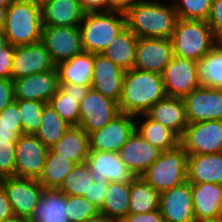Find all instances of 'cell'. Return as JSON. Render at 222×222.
I'll list each match as a JSON object with an SVG mask.
<instances>
[{
  "label": "cell",
  "mask_w": 222,
  "mask_h": 222,
  "mask_svg": "<svg viewBox=\"0 0 222 222\" xmlns=\"http://www.w3.org/2000/svg\"><path fill=\"white\" fill-rule=\"evenodd\" d=\"M165 97L162 74L132 68L124 73L118 106L138 118Z\"/></svg>",
  "instance_id": "6da1fadb"
},
{
  "label": "cell",
  "mask_w": 222,
  "mask_h": 222,
  "mask_svg": "<svg viewBox=\"0 0 222 222\" xmlns=\"http://www.w3.org/2000/svg\"><path fill=\"white\" fill-rule=\"evenodd\" d=\"M126 26L138 38L170 39L178 20L174 4L141 0L126 12Z\"/></svg>",
  "instance_id": "7a4b0ae2"
},
{
  "label": "cell",
  "mask_w": 222,
  "mask_h": 222,
  "mask_svg": "<svg viewBox=\"0 0 222 222\" xmlns=\"http://www.w3.org/2000/svg\"><path fill=\"white\" fill-rule=\"evenodd\" d=\"M42 30L41 5L28 0H15L8 6L2 31L9 44L21 46L39 42Z\"/></svg>",
  "instance_id": "3957f363"
},
{
  "label": "cell",
  "mask_w": 222,
  "mask_h": 222,
  "mask_svg": "<svg viewBox=\"0 0 222 222\" xmlns=\"http://www.w3.org/2000/svg\"><path fill=\"white\" fill-rule=\"evenodd\" d=\"M173 55L198 61L219 41L207 21L178 18L171 35Z\"/></svg>",
  "instance_id": "277c9868"
},
{
  "label": "cell",
  "mask_w": 222,
  "mask_h": 222,
  "mask_svg": "<svg viewBox=\"0 0 222 222\" xmlns=\"http://www.w3.org/2000/svg\"><path fill=\"white\" fill-rule=\"evenodd\" d=\"M125 27V12L85 13L79 26L84 52L101 54Z\"/></svg>",
  "instance_id": "5b68a950"
},
{
  "label": "cell",
  "mask_w": 222,
  "mask_h": 222,
  "mask_svg": "<svg viewBox=\"0 0 222 222\" xmlns=\"http://www.w3.org/2000/svg\"><path fill=\"white\" fill-rule=\"evenodd\" d=\"M141 177L159 193L187 182V152L180 144L174 149L162 151Z\"/></svg>",
  "instance_id": "8992f818"
},
{
  "label": "cell",
  "mask_w": 222,
  "mask_h": 222,
  "mask_svg": "<svg viewBox=\"0 0 222 222\" xmlns=\"http://www.w3.org/2000/svg\"><path fill=\"white\" fill-rule=\"evenodd\" d=\"M0 185L7 194L14 216L27 221L33 214L44 187L37 179L17 176L0 178Z\"/></svg>",
  "instance_id": "52a82bcc"
},
{
  "label": "cell",
  "mask_w": 222,
  "mask_h": 222,
  "mask_svg": "<svg viewBox=\"0 0 222 222\" xmlns=\"http://www.w3.org/2000/svg\"><path fill=\"white\" fill-rule=\"evenodd\" d=\"M188 155L222 152V120L188 123L180 138Z\"/></svg>",
  "instance_id": "ba28073f"
},
{
  "label": "cell",
  "mask_w": 222,
  "mask_h": 222,
  "mask_svg": "<svg viewBox=\"0 0 222 222\" xmlns=\"http://www.w3.org/2000/svg\"><path fill=\"white\" fill-rule=\"evenodd\" d=\"M79 105V126L88 135L103 128L120 113L118 102L92 88Z\"/></svg>",
  "instance_id": "9c48e42d"
},
{
  "label": "cell",
  "mask_w": 222,
  "mask_h": 222,
  "mask_svg": "<svg viewBox=\"0 0 222 222\" xmlns=\"http://www.w3.org/2000/svg\"><path fill=\"white\" fill-rule=\"evenodd\" d=\"M41 41L55 65L84 52L79 26H43Z\"/></svg>",
  "instance_id": "30bf717a"
},
{
  "label": "cell",
  "mask_w": 222,
  "mask_h": 222,
  "mask_svg": "<svg viewBox=\"0 0 222 222\" xmlns=\"http://www.w3.org/2000/svg\"><path fill=\"white\" fill-rule=\"evenodd\" d=\"M136 130V116L120 112L100 130L89 135L90 151L119 152Z\"/></svg>",
  "instance_id": "8fae6325"
},
{
  "label": "cell",
  "mask_w": 222,
  "mask_h": 222,
  "mask_svg": "<svg viewBox=\"0 0 222 222\" xmlns=\"http://www.w3.org/2000/svg\"><path fill=\"white\" fill-rule=\"evenodd\" d=\"M166 97L184 98L199 87L196 61L173 56L162 73Z\"/></svg>",
  "instance_id": "7c38bea8"
},
{
  "label": "cell",
  "mask_w": 222,
  "mask_h": 222,
  "mask_svg": "<svg viewBox=\"0 0 222 222\" xmlns=\"http://www.w3.org/2000/svg\"><path fill=\"white\" fill-rule=\"evenodd\" d=\"M48 150L35 135H19L15 145L16 176L38 179L46 163Z\"/></svg>",
  "instance_id": "4fadbf2b"
},
{
  "label": "cell",
  "mask_w": 222,
  "mask_h": 222,
  "mask_svg": "<svg viewBox=\"0 0 222 222\" xmlns=\"http://www.w3.org/2000/svg\"><path fill=\"white\" fill-rule=\"evenodd\" d=\"M183 101L188 123L222 120V89L199 86Z\"/></svg>",
  "instance_id": "5bb4252c"
},
{
  "label": "cell",
  "mask_w": 222,
  "mask_h": 222,
  "mask_svg": "<svg viewBox=\"0 0 222 222\" xmlns=\"http://www.w3.org/2000/svg\"><path fill=\"white\" fill-rule=\"evenodd\" d=\"M55 68L56 65L42 41L15 46L12 79L52 71Z\"/></svg>",
  "instance_id": "9a60e30c"
},
{
  "label": "cell",
  "mask_w": 222,
  "mask_h": 222,
  "mask_svg": "<svg viewBox=\"0 0 222 222\" xmlns=\"http://www.w3.org/2000/svg\"><path fill=\"white\" fill-rule=\"evenodd\" d=\"M160 211L164 222H196L191 184L187 181L160 193Z\"/></svg>",
  "instance_id": "2e32d148"
},
{
  "label": "cell",
  "mask_w": 222,
  "mask_h": 222,
  "mask_svg": "<svg viewBox=\"0 0 222 222\" xmlns=\"http://www.w3.org/2000/svg\"><path fill=\"white\" fill-rule=\"evenodd\" d=\"M173 56L170 39L138 38L134 68L162 74Z\"/></svg>",
  "instance_id": "e0dca14e"
},
{
  "label": "cell",
  "mask_w": 222,
  "mask_h": 222,
  "mask_svg": "<svg viewBox=\"0 0 222 222\" xmlns=\"http://www.w3.org/2000/svg\"><path fill=\"white\" fill-rule=\"evenodd\" d=\"M15 100H34L48 103L59 88L57 68L13 79Z\"/></svg>",
  "instance_id": "ac0fdd59"
},
{
  "label": "cell",
  "mask_w": 222,
  "mask_h": 222,
  "mask_svg": "<svg viewBox=\"0 0 222 222\" xmlns=\"http://www.w3.org/2000/svg\"><path fill=\"white\" fill-rule=\"evenodd\" d=\"M86 163L95 178L109 183H131L137 177L127 168L118 152L89 151Z\"/></svg>",
  "instance_id": "d6986e66"
},
{
  "label": "cell",
  "mask_w": 222,
  "mask_h": 222,
  "mask_svg": "<svg viewBox=\"0 0 222 222\" xmlns=\"http://www.w3.org/2000/svg\"><path fill=\"white\" fill-rule=\"evenodd\" d=\"M161 152L135 130L118 153L129 170L136 176H142Z\"/></svg>",
  "instance_id": "ffe728a7"
},
{
  "label": "cell",
  "mask_w": 222,
  "mask_h": 222,
  "mask_svg": "<svg viewBox=\"0 0 222 222\" xmlns=\"http://www.w3.org/2000/svg\"><path fill=\"white\" fill-rule=\"evenodd\" d=\"M125 71L101 54H94L91 88L119 102Z\"/></svg>",
  "instance_id": "44dd1931"
},
{
  "label": "cell",
  "mask_w": 222,
  "mask_h": 222,
  "mask_svg": "<svg viewBox=\"0 0 222 222\" xmlns=\"http://www.w3.org/2000/svg\"><path fill=\"white\" fill-rule=\"evenodd\" d=\"M90 88V85L59 84V88L48 103L67 124L79 126V104Z\"/></svg>",
  "instance_id": "7402d4cb"
},
{
  "label": "cell",
  "mask_w": 222,
  "mask_h": 222,
  "mask_svg": "<svg viewBox=\"0 0 222 222\" xmlns=\"http://www.w3.org/2000/svg\"><path fill=\"white\" fill-rule=\"evenodd\" d=\"M191 193L196 222L222 217L221 184H191Z\"/></svg>",
  "instance_id": "603a6c76"
},
{
  "label": "cell",
  "mask_w": 222,
  "mask_h": 222,
  "mask_svg": "<svg viewBox=\"0 0 222 222\" xmlns=\"http://www.w3.org/2000/svg\"><path fill=\"white\" fill-rule=\"evenodd\" d=\"M41 12L43 26H80L85 15L80 0H47Z\"/></svg>",
  "instance_id": "cb8c5ba5"
},
{
  "label": "cell",
  "mask_w": 222,
  "mask_h": 222,
  "mask_svg": "<svg viewBox=\"0 0 222 222\" xmlns=\"http://www.w3.org/2000/svg\"><path fill=\"white\" fill-rule=\"evenodd\" d=\"M145 114L172 130L179 138L188 125L183 98L165 97L150 107Z\"/></svg>",
  "instance_id": "d4e9b609"
},
{
  "label": "cell",
  "mask_w": 222,
  "mask_h": 222,
  "mask_svg": "<svg viewBox=\"0 0 222 222\" xmlns=\"http://www.w3.org/2000/svg\"><path fill=\"white\" fill-rule=\"evenodd\" d=\"M188 182L222 185V152L188 155Z\"/></svg>",
  "instance_id": "484cf974"
},
{
  "label": "cell",
  "mask_w": 222,
  "mask_h": 222,
  "mask_svg": "<svg viewBox=\"0 0 222 222\" xmlns=\"http://www.w3.org/2000/svg\"><path fill=\"white\" fill-rule=\"evenodd\" d=\"M50 149L75 164L85 163L90 151L89 135L80 126H70Z\"/></svg>",
  "instance_id": "4316f807"
},
{
  "label": "cell",
  "mask_w": 222,
  "mask_h": 222,
  "mask_svg": "<svg viewBox=\"0 0 222 222\" xmlns=\"http://www.w3.org/2000/svg\"><path fill=\"white\" fill-rule=\"evenodd\" d=\"M26 222H69L66 194L59 190L44 189L33 214Z\"/></svg>",
  "instance_id": "83f0119b"
},
{
  "label": "cell",
  "mask_w": 222,
  "mask_h": 222,
  "mask_svg": "<svg viewBox=\"0 0 222 222\" xmlns=\"http://www.w3.org/2000/svg\"><path fill=\"white\" fill-rule=\"evenodd\" d=\"M94 54L83 52L56 65L59 84L91 85Z\"/></svg>",
  "instance_id": "f1b7e54d"
},
{
  "label": "cell",
  "mask_w": 222,
  "mask_h": 222,
  "mask_svg": "<svg viewBox=\"0 0 222 222\" xmlns=\"http://www.w3.org/2000/svg\"><path fill=\"white\" fill-rule=\"evenodd\" d=\"M138 37L126 26L102 52L123 71L134 68Z\"/></svg>",
  "instance_id": "f546056e"
},
{
  "label": "cell",
  "mask_w": 222,
  "mask_h": 222,
  "mask_svg": "<svg viewBox=\"0 0 222 222\" xmlns=\"http://www.w3.org/2000/svg\"><path fill=\"white\" fill-rule=\"evenodd\" d=\"M201 87L222 89V41L196 62Z\"/></svg>",
  "instance_id": "4dcf8cb0"
},
{
  "label": "cell",
  "mask_w": 222,
  "mask_h": 222,
  "mask_svg": "<svg viewBox=\"0 0 222 222\" xmlns=\"http://www.w3.org/2000/svg\"><path fill=\"white\" fill-rule=\"evenodd\" d=\"M141 117H145L141 123L136 118V131L152 146L167 151L180 144V138L172 130L150 119L146 114H141Z\"/></svg>",
  "instance_id": "1f68e13d"
},
{
  "label": "cell",
  "mask_w": 222,
  "mask_h": 222,
  "mask_svg": "<svg viewBox=\"0 0 222 222\" xmlns=\"http://www.w3.org/2000/svg\"><path fill=\"white\" fill-rule=\"evenodd\" d=\"M130 184L110 182L100 214L119 222L129 214Z\"/></svg>",
  "instance_id": "d6a6232c"
},
{
  "label": "cell",
  "mask_w": 222,
  "mask_h": 222,
  "mask_svg": "<svg viewBox=\"0 0 222 222\" xmlns=\"http://www.w3.org/2000/svg\"><path fill=\"white\" fill-rule=\"evenodd\" d=\"M160 209V193L141 176L130 184L129 214H143Z\"/></svg>",
  "instance_id": "836d02e7"
},
{
  "label": "cell",
  "mask_w": 222,
  "mask_h": 222,
  "mask_svg": "<svg viewBox=\"0 0 222 222\" xmlns=\"http://www.w3.org/2000/svg\"><path fill=\"white\" fill-rule=\"evenodd\" d=\"M75 165L72 161L55 154L49 149L46 163L37 180L44 189L58 190Z\"/></svg>",
  "instance_id": "e575fe53"
},
{
  "label": "cell",
  "mask_w": 222,
  "mask_h": 222,
  "mask_svg": "<svg viewBox=\"0 0 222 222\" xmlns=\"http://www.w3.org/2000/svg\"><path fill=\"white\" fill-rule=\"evenodd\" d=\"M70 127L49 103L43 107L41 124L35 136L50 149L65 134Z\"/></svg>",
  "instance_id": "d590c367"
},
{
  "label": "cell",
  "mask_w": 222,
  "mask_h": 222,
  "mask_svg": "<svg viewBox=\"0 0 222 222\" xmlns=\"http://www.w3.org/2000/svg\"><path fill=\"white\" fill-rule=\"evenodd\" d=\"M95 181L87 163L76 164L58 189L66 195L85 196Z\"/></svg>",
  "instance_id": "8d00e7d4"
},
{
  "label": "cell",
  "mask_w": 222,
  "mask_h": 222,
  "mask_svg": "<svg viewBox=\"0 0 222 222\" xmlns=\"http://www.w3.org/2000/svg\"><path fill=\"white\" fill-rule=\"evenodd\" d=\"M45 104V102L41 101L18 100L23 134L35 135L38 131Z\"/></svg>",
  "instance_id": "74e56055"
},
{
  "label": "cell",
  "mask_w": 222,
  "mask_h": 222,
  "mask_svg": "<svg viewBox=\"0 0 222 222\" xmlns=\"http://www.w3.org/2000/svg\"><path fill=\"white\" fill-rule=\"evenodd\" d=\"M173 4L178 18L207 21L211 11L212 0H176Z\"/></svg>",
  "instance_id": "f35d334b"
},
{
  "label": "cell",
  "mask_w": 222,
  "mask_h": 222,
  "mask_svg": "<svg viewBox=\"0 0 222 222\" xmlns=\"http://www.w3.org/2000/svg\"><path fill=\"white\" fill-rule=\"evenodd\" d=\"M66 210L69 222H85L100 214L84 196L66 195Z\"/></svg>",
  "instance_id": "ab89813d"
},
{
  "label": "cell",
  "mask_w": 222,
  "mask_h": 222,
  "mask_svg": "<svg viewBox=\"0 0 222 222\" xmlns=\"http://www.w3.org/2000/svg\"><path fill=\"white\" fill-rule=\"evenodd\" d=\"M16 142L0 140V178L16 176Z\"/></svg>",
  "instance_id": "60d3db41"
},
{
  "label": "cell",
  "mask_w": 222,
  "mask_h": 222,
  "mask_svg": "<svg viewBox=\"0 0 222 222\" xmlns=\"http://www.w3.org/2000/svg\"><path fill=\"white\" fill-rule=\"evenodd\" d=\"M0 123L2 126L15 127V132H17L19 135H23L18 100H15L0 111Z\"/></svg>",
  "instance_id": "b9f144b4"
},
{
  "label": "cell",
  "mask_w": 222,
  "mask_h": 222,
  "mask_svg": "<svg viewBox=\"0 0 222 222\" xmlns=\"http://www.w3.org/2000/svg\"><path fill=\"white\" fill-rule=\"evenodd\" d=\"M109 186V182L104 179L95 178V181L91 188L89 189V193H87L84 197L97 208H101L103 204L104 197L107 193V189Z\"/></svg>",
  "instance_id": "7bdbcfd3"
},
{
  "label": "cell",
  "mask_w": 222,
  "mask_h": 222,
  "mask_svg": "<svg viewBox=\"0 0 222 222\" xmlns=\"http://www.w3.org/2000/svg\"><path fill=\"white\" fill-rule=\"evenodd\" d=\"M208 24L212 28L214 36L222 41V0H212V6Z\"/></svg>",
  "instance_id": "ee69618b"
},
{
  "label": "cell",
  "mask_w": 222,
  "mask_h": 222,
  "mask_svg": "<svg viewBox=\"0 0 222 222\" xmlns=\"http://www.w3.org/2000/svg\"><path fill=\"white\" fill-rule=\"evenodd\" d=\"M15 46L8 44L0 52V78H12V63L14 58Z\"/></svg>",
  "instance_id": "f6af8a7d"
},
{
  "label": "cell",
  "mask_w": 222,
  "mask_h": 222,
  "mask_svg": "<svg viewBox=\"0 0 222 222\" xmlns=\"http://www.w3.org/2000/svg\"><path fill=\"white\" fill-rule=\"evenodd\" d=\"M15 101L13 79L0 78V111Z\"/></svg>",
  "instance_id": "bcb514c9"
},
{
  "label": "cell",
  "mask_w": 222,
  "mask_h": 222,
  "mask_svg": "<svg viewBox=\"0 0 222 222\" xmlns=\"http://www.w3.org/2000/svg\"><path fill=\"white\" fill-rule=\"evenodd\" d=\"M119 222H164V219L159 209L143 214H128Z\"/></svg>",
  "instance_id": "7dc6e473"
},
{
  "label": "cell",
  "mask_w": 222,
  "mask_h": 222,
  "mask_svg": "<svg viewBox=\"0 0 222 222\" xmlns=\"http://www.w3.org/2000/svg\"><path fill=\"white\" fill-rule=\"evenodd\" d=\"M85 13L108 12L107 0H80Z\"/></svg>",
  "instance_id": "c3c4849f"
},
{
  "label": "cell",
  "mask_w": 222,
  "mask_h": 222,
  "mask_svg": "<svg viewBox=\"0 0 222 222\" xmlns=\"http://www.w3.org/2000/svg\"><path fill=\"white\" fill-rule=\"evenodd\" d=\"M14 217L10 201L3 187L0 185V221Z\"/></svg>",
  "instance_id": "681fc988"
},
{
  "label": "cell",
  "mask_w": 222,
  "mask_h": 222,
  "mask_svg": "<svg viewBox=\"0 0 222 222\" xmlns=\"http://www.w3.org/2000/svg\"><path fill=\"white\" fill-rule=\"evenodd\" d=\"M107 1H108V12L109 11L126 12L136 2L141 0H107Z\"/></svg>",
  "instance_id": "f907efd6"
},
{
  "label": "cell",
  "mask_w": 222,
  "mask_h": 222,
  "mask_svg": "<svg viewBox=\"0 0 222 222\" xmlns=\"http://www.w3.org/2000/svg\"><path fill=\"white\" fill-rule=\"evenodd\" d=\"M19 134L15 132V127L2 126L0 123V140H8L9 142H16Z\"/></svg>",
  "instance_id": "816d5d0a"
},
{
  "label": "cell",
  "mask_w": 222,
  "mask_h": 222,
  "mask_svg": "<svg viewBox=\"0 0 222 222\" xmlns=\"http://www.w3.org/2000/svg\"><path fill=\"white\" fill-rule=\"evenodd\" d=\"M85 222H116V221L108 219L105 215L99 214L98 216L93 217Z\"/></svg>",
  "instance_id": "f5cc1de1"
},
{
  "label": "cell",
  "mask_w": 222,
  "mask_h": 222,
  "mask_svg": "<svg viewBox=\"0 0 222 222\" xmlns=\"http://www.w3.org/2000/svg\"><path fill=\"white\" fill-rule=\"evenodd\" d=\"M7 9L8 7L0 6V30H2L4 26L6 15H7Z\"/></svg>",
  "instance_id": "db71d44e"
},
{
  "label": "cell",
  "mask_w": 222,
  "mask_h": 222,
  "mask_svg": "<svg viewBox=\"0 0 222 222\" xmlns=\"http://www.w3.org/2000/svg\"><path fill=\"white\" fill-rule=\"evenodd\" d=\"M8 44L9 43H8L7 37L5 36L4 32L0 30V52H1V49L6 47Z\"/></svg>",
  "instance_id": "11a10c76"
},
{
  "label": "cell",
  "mask_w": 222,
  "mask_h": 222,
  "mask_svg": "<svg viewBox=\"0 0 222 222\" xmlns=\"http://www.w3.org/2000/svg\"><path fill=\"white\" fill-rule=\"evenodd\" d=\"M0 222H26V220H23L21 218H17L16 216H14L10 219H5V220H2Z\"/></svg>",
  "instance_id": "9f6ffc18"
},
{
  "label": "cell",
  "mask_w": 222,
  "mask_h": 222,
  "mask_svg": "<svg viewBox=\"0 0 222 222\" xmlns=\"http://www.w3.org/2000/svg\"><path fill=\"white\" fill-rule=\"evenodd\" d=\"M15 0H0V6L8 7L11 3H13Z\"/></svg>",
  "instance_id": "6f0895ef"
},
{
  "label": "cell",
  "mask_w": 222,
  "mask_h": 222,
  "mask_svg": "<svg viewBox=\"0 0 222 222\" xmlns=\"http://www.w3.org/2000/svg\"><path fill=\"white\" fill-rule=\"evenodd\" d=\"M200 222H222V217L216 218V219H210V220H203Z\"/></svg>",
  "instance_id": "680465c9"
},
{
  "label": "cell",
  "mask_w": 222,
  "mask_h": 222,
  "mask_svg": "<svg viewBox=\"0 0 222 222\" xmlns=\"http://www.w3.org/2000/svg\"><path fill=\"white\" fill-rule=\"evenodd\" d=\"M28 1L37 3V4H39V5H42V4H43L45 1H47V0H28Z\"/></svg>",
  "instance_id": "91938a15"
}]
</instances>
